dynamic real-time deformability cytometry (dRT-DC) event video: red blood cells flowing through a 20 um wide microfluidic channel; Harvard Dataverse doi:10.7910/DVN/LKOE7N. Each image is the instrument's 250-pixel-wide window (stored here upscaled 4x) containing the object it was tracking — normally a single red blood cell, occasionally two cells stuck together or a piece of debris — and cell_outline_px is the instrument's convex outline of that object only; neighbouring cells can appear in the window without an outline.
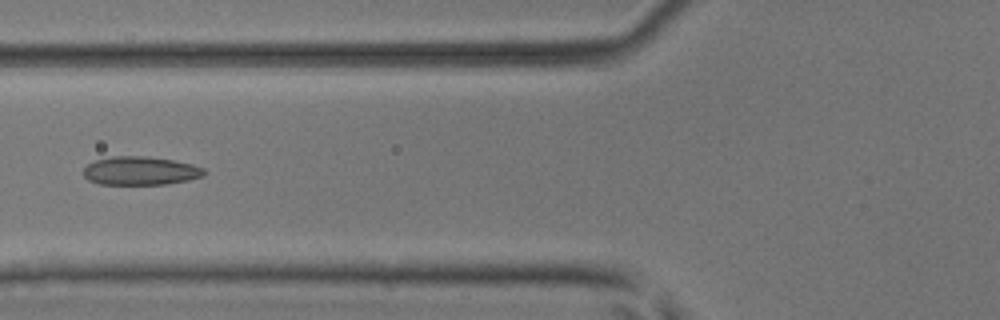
{"species": "common noctule bat (a hibernating species)", "species_latin": "Nyctalus noctula", "temperature_condition": "room temperature", "stored_images_in_passage": 3, "camera_frame_rate_fps": 3000, "um_per_image_px": 0.085, "animal": {"sex": "male", "body_mass_g": 17.9, "forearm_length_mm": 54.2}, "frame": {"image": 1, "passage_image": 3, "time_ms": 0.667, "image_size_px": [1000, 320], "cell_outline_px": [[204, 176], [188, 180], [164, 184], [100, 184], [88, 180], [84, 176], [84, 168], [88, 164], [96, 160], [112, 156], [144, 156], [172, 160], [192, 164], [204, 168]], "centroid_in_image_um": [11.92, 14.52], "position_along_channel_um": 113.9, "area_um2": 19.88}}